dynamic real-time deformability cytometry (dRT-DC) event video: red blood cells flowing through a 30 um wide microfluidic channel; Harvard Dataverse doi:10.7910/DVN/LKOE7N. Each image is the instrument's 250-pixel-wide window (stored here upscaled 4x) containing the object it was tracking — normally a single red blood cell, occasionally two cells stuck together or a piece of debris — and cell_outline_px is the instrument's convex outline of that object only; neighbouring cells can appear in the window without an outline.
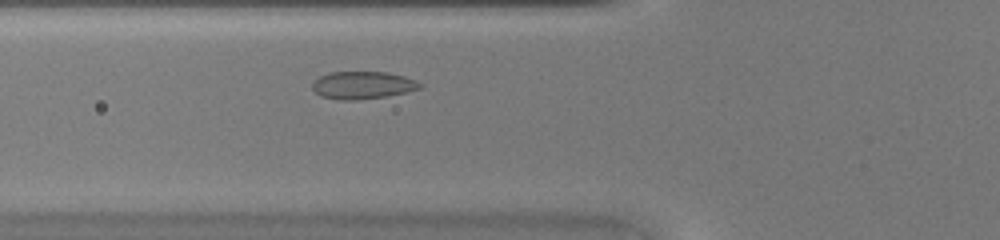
{"species": "common noctule bat (a hibernating species)", "species_latin": "Nyctalus noctula", "temperature_condition": "warm", "stored_images_in_passage": 34, "camera_frame_rate_fps": 3000, "um_per_image_px": 0.085, "animal": {"sex": "female", "body_mass_g": 20.0, "forearm_length_mm": 54.0}, "frame": {"image": 1, "passage_image": 6, "time_ms": 1.667, "image_size_px": [1000, 240], "cell_outline_px": [[424, 84], [420, 88], [408, 92], [388, 96], [356, 100], [340, 100], [320, 96], [312, 88], [312, 84], [320, 76], [328, 72], [388, 72], [404, 76], [416, 80]], "centroid_in_image_um": [30.85, 7.24], "position_along_channel_um": 94.9, "area_um2": 17.4}}
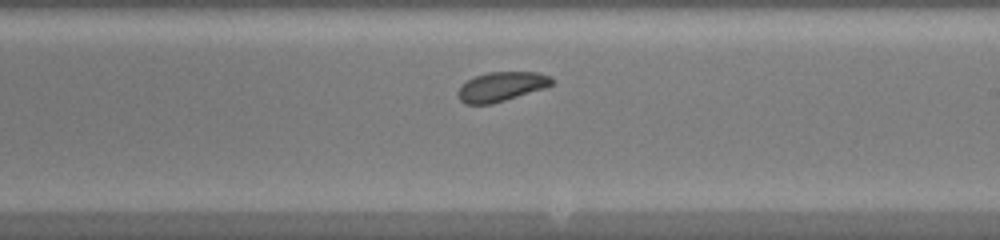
{"frame": {"image": 2, "passage_image": 16, "time_ms": 5.0, "image_size_px": [1000, 240], "cell_outline_px": [[556, 80], [552, 84], [544, 88], [492, 104], [464, 104], [456, 96], [456, 92], [468, 80], [476, 76], [488, 72], [536, 72], [548, 76]], "centroid_in_image_um": [42.6, 7.37], "position_along_channel_um": 246.4, "area_um2": 15.95}}
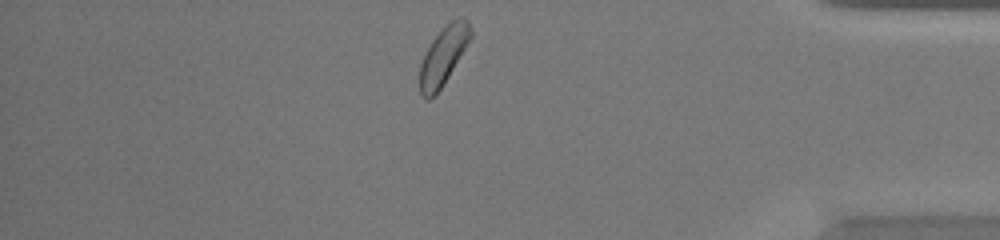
{"frame": {"image": 3, "passage_image": 28, "time_ms": 9.0, "image_size_px": [1000, 240], "cell_outline_px": [[472, 36], [448, 76], [440, 88], [428, 100], [424, 100], [420, 92], [420, 64], [432, 40], [452, 20], [460, 16], [468, 20], [472, 28]], "centroid_in_image_um": [37.69, 4.73], "position_along_channel_um": 397.5, "area_um2": 16.65}}